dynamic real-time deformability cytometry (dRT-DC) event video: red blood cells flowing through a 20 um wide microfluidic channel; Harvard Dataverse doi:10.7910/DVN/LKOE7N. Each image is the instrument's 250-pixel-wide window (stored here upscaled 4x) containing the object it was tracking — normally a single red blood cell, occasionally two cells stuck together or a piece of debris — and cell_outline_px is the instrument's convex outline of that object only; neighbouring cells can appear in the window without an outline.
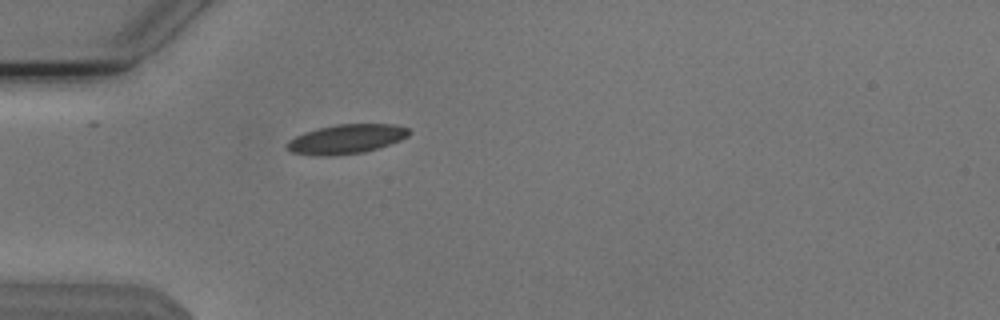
{"species": "Egyptian fruit bat (a non-hibernating species)", "species_latin": "Rousettus aegyptiacus", "temperature_condition": "cold", "stored_images_in_passage": 41, "camera_frame_rate_fps": 3000, "um_per_image_px": 0.085, "animal": {"sex": "male"}, "frame": {"image": 1, "passage_image": 3, "time_ms": 0.667, "image_size_px": [1000, 320], "cell_outline_px": [[412, 132], [408, 136], [400, 140], [364, 152], [332, 156], [312, 156], [292, 152], [288, 148], [288, 140], [304, 132], [336, 124], [396, 124], [408, 128]], "centroid_in_image_um": [29.45, 11.82], "position_along_channel_um": 55.6, "area_um2": 20.81}}
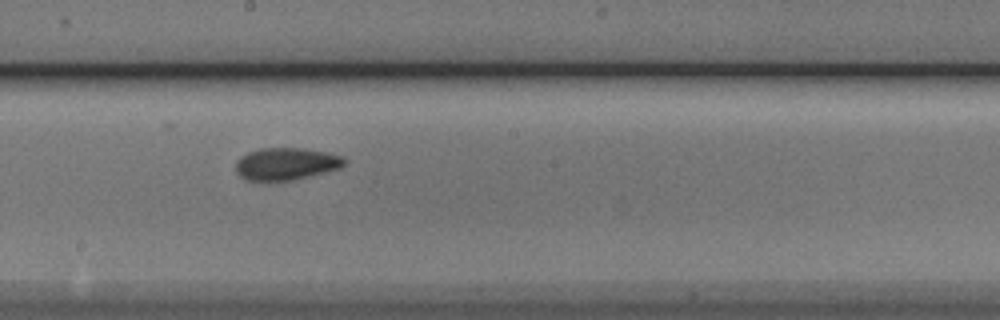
{"frame": {"image": 2, "passage_image": 17, "time_ms": 5.333, "image_size_px": [1000, 320], "cell_outline_px": [[344, 164], [340, 168], [292, 180], [244, 180], [236, 172], [236, 160], [240, 156], [248, 152], [260, 148], [304, 148], [328, 152], [344, 156]], "centroid_in_image_um": [24.3, 13.91], "position_along_channel_um": 223.9, "area_um2": 20.4}}
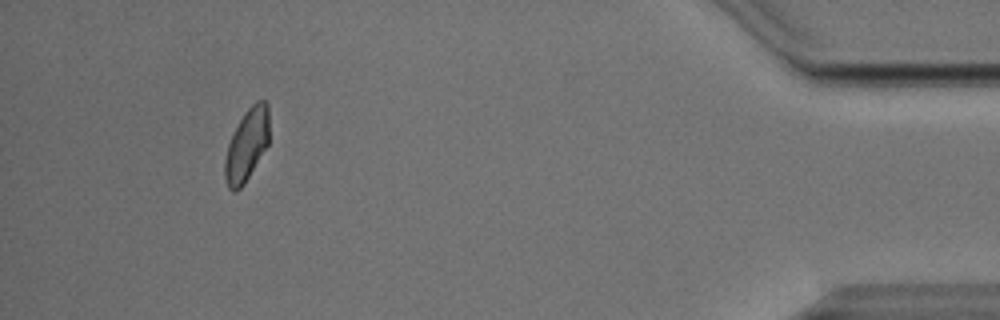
{"frame": {"image": 3, "passage_image": 37, "time_ms": 12.0, "image_size_px": [1000, 320], "cell_outline_px": [[268, 144], [244, 184], [236, 192], [232, 192], [228, 188], [224, 176], [224, 160], [228, 144], [244, 112], [256, 100], [264, 100], [268, 104]], "centroid_in_image_um": [20.96, 12.34], "position_along_channel_um": 414.2, "area_um2": 18.5}}